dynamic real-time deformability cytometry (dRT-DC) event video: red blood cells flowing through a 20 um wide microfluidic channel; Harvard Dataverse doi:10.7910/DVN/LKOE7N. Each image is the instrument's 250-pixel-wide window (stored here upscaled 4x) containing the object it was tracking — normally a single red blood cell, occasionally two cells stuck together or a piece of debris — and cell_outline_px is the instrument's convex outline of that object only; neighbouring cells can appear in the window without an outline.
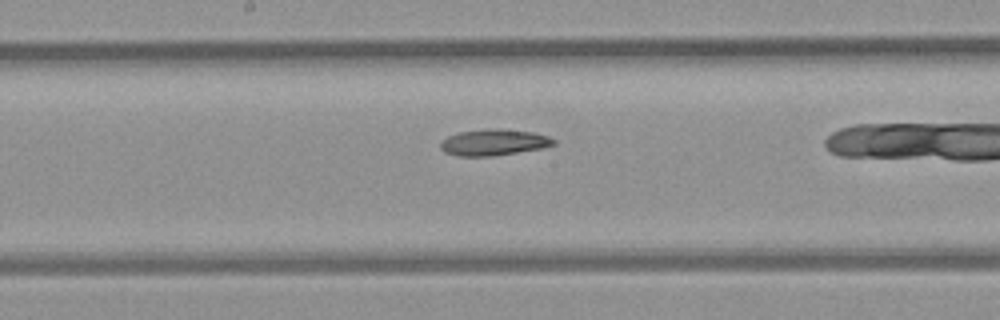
{"species": "common noctule bat (a hibernating species)", "species_latin": "Nyctalus noctula", "temperature_condition": "room temperature", "stored_images_in_passage": 34, "camera_frame_rate_fps": 3000, "um_per_image_px": 0.085, "animal": {"sex": "female", "body_mass_g": 21.9}, "frame": {"image": 1, "passage_image": 20, "time_ms": 6.333, "image_size_px": [1000, 320], "cell_outline_px": [[556, 144], [540, 148], [492, 156], [460, 156], [444, 152], [440, 148], [440, 140], [448, 136], [460, 132], [488, 128], [500, 128], [532, 132], [548, 136], [556, 140]], "centroid_in_image_um": [41.94, 12.09], "position_along_channel_um": 206.3, "area_um2": 17.28}}
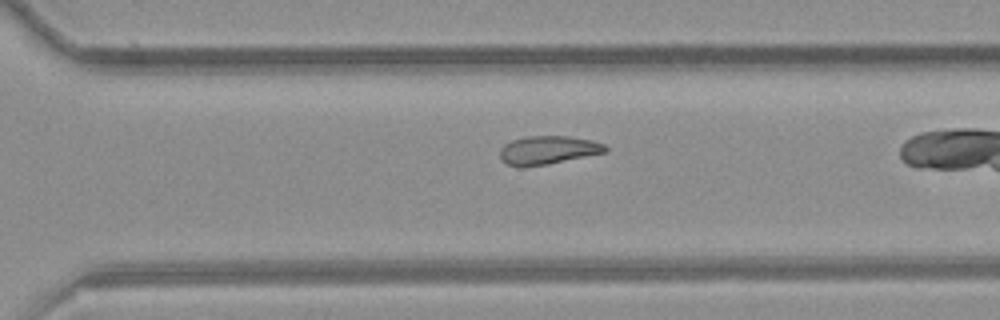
{"frame": {"image": 2, "passage_image": 29, "time_ms": 9.333, "image_size_px": [1000, 320], "cell_outline_px": [[608, 152], [548, 164], [508, 164], [500, 160], [500, 148], [504, 144], [512, 140], [528, 136], [564, 136], [592, 140], [604, 144], [608, 148]], "centroid_in_image_um": [46.63, 12.73], "position_along_channel_um": 324.0, "area_um2": 17.05}}